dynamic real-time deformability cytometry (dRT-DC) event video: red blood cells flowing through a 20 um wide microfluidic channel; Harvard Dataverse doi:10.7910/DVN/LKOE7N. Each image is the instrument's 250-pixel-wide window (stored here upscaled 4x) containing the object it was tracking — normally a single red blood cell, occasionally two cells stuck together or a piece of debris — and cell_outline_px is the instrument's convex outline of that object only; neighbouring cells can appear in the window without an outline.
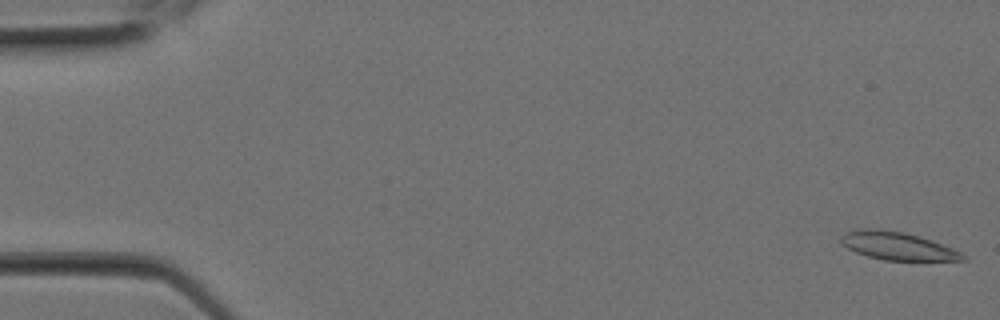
{"species": "Egyptian fruit bat (a non-hibernating species)", "species_latin": "Rousettus aegyptiacus", "temperature_condition": "room temperature", "stored_images_in_passage": 7, "camera_frame_rate_fps": 3000, "um_per_image_px": 0.085, "animal": {"sex": "female"}, "frame": {"image": 1, "passage_image": 1, "time_ms": 0.0, "image_size_px": [1000, 320], "cell_outline_px": [[968, 260], [884, 260], [868, 256], [856, 252], [848, 248], [840, 240], [840, 236], [856, 228], [880, 228], [904, 232], [920, 236], [932, 240], [952, 248], [968, 256]], "centroid_in_image_um": [76.3, 20.89], "position_along_channel_um": 8.7, "area_um2": 19.88}}
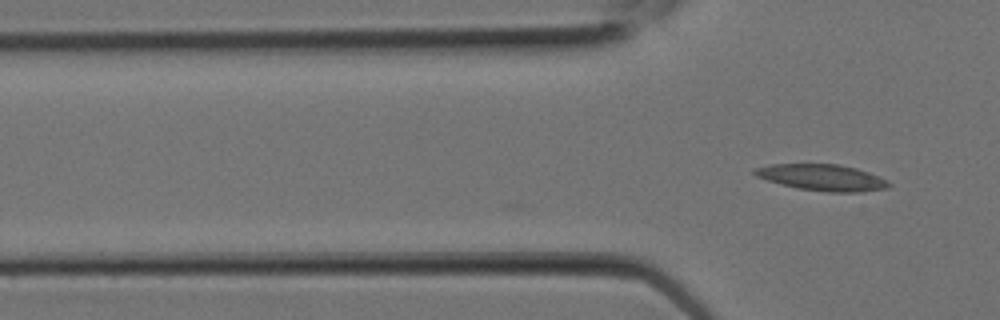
{"frame": {"image": 2, "passage_image": 7, "time_ms": 2.0, "image_size_px": [1000, 320], "cell_outline_px": [[892, 184], [888, 188], [860, 192], [828, 192], [796, 188], [780, 184], [756, 176], [752, 172], [752, 168], [772, 164], [840, 164], [856, 168], [868, 172], [888, 180]], "centroid_in_image_um": [69.88, 15.09], "position_along_channel_um": 55.9, "area_um2": 20.69}}